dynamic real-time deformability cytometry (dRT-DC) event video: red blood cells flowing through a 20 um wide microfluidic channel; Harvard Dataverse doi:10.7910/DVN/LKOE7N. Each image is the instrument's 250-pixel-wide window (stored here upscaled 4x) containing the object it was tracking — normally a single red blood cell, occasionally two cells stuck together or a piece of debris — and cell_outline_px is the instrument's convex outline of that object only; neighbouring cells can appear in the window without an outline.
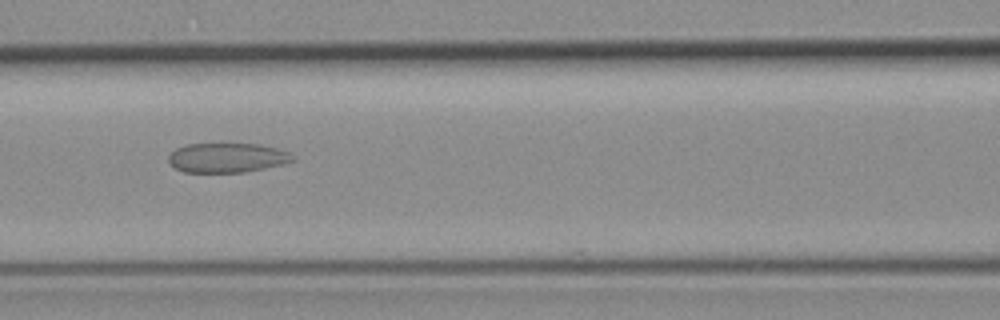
{"species": "common noctule bat (a hibernating species)", "species_latin": "Nyctalus noctula", "temperature_condition": "room temperature", "stored_images_in_passage": 9, "camera_frame_rate_fps": 3000, "um_per_image_px": 0.085, "animal": {"sex": "female", "body_mass_g": 19.3, "forearm_length_mm": 54.1}, "frame": {"image": 1, "passage_image": 7, "time_ms": 7.0, "image_size_px": [1000, 320], "cell_outline_px": [[296, 160], [284, 164], [244, 172], [184, 172], [176, 168], [168, 160], [168, 156], [176, 148], [188, 144], [260, 144], [276, 148], [288, 152], [296, 156]], "centroid_in_image_um": [19.34, 13.4], "position_along_channel_um": 147.3, "area_um2": 21.33}}
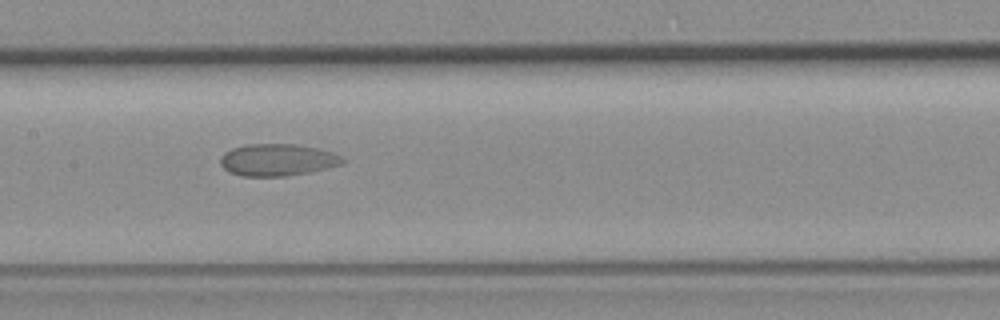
{"frame": {"image": 2, "passage_image": 8, "time_ms": 8.0, "image_size_px": [1000, 320], "cell_outline_px": [[344, 164], [308, 172], [288, 176], [240, 176], [228, 172], [220, 164], [220, 156], [224, 152], [232, 148], [248, 144], [296, 144], [316, 148], [332, 152], [340, 156], [344, 160]], "centroid_in_image_um": [23.54, 13.59], "position_along_channel_um": 183.9, "area_um2": 22.83}}
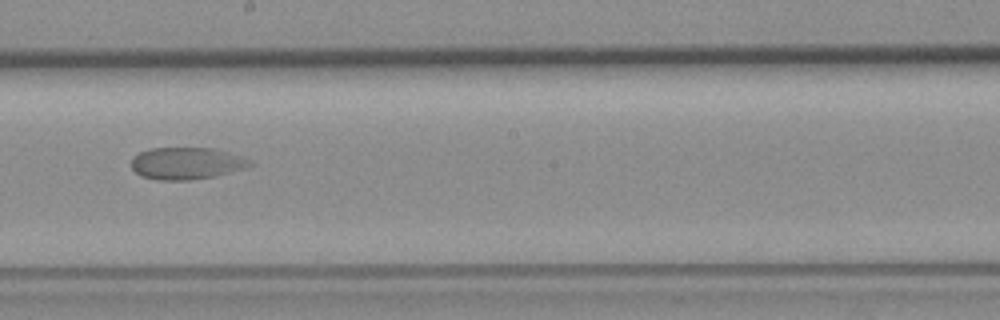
{"frame": {"image": 3, "passage_image": 9, "time_ms": 9.333, "image_size_px": [1000, 320], "cell_outline_px": [[256, 164], [244, 168], [216, 176], [188, 180], [156, 180], [140, 176], [132, 168], [132, 156], [140, 152], [152, 148], [212, 148], [228, 152], [252, 160]], "centroid_in_image_um": [15.86, 13.89], "position_along_channel_um": 232.3, "area_um2": 22.2}}